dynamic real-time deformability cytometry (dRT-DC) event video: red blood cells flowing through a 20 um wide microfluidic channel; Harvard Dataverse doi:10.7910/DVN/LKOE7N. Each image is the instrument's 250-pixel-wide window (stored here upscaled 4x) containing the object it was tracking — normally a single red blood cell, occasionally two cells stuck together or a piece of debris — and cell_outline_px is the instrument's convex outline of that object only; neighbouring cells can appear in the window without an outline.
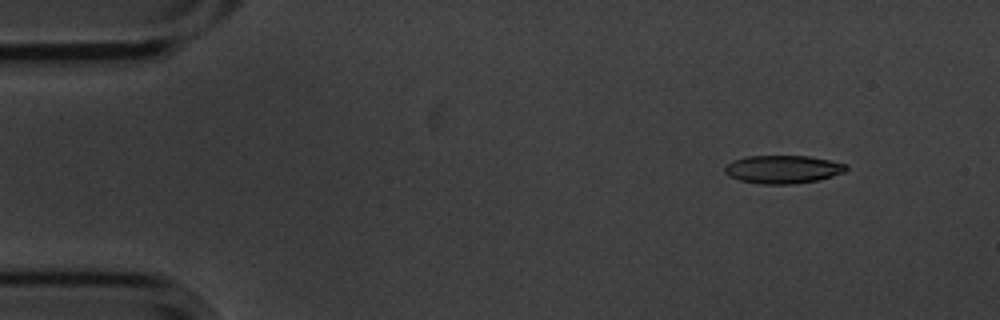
{"species": "common noctule bat (a hibernating species)", "species_latin": "Nyctalus noctula", "temperature_condition": "cold", "stored_images_in_passage": 6, "segment_of_instrument_passage": [1, 2], "camera_frame_rate_fps": 3000, "um_per_image_px": 0.085, "animal": {"sex": "male", "body_mass_g": 20.1, "forearm_length_mm": 53.5}, "frame": {"image": 1, "passage_image": 2, "time_ms": 0.333, "image_size_px": [1000, 320], "cell_outline_px": [[848, 168], [844, 172], [820, 180], [796, 184], [760, 184], [740, 180], [728, 176], [724, 172], [724, 168], [732, 160], [748, 156], [808, 156], [848, 164]], "centroid_in_image_um": [66.55, 14.4], "position_along_channel_um": 18.5, "area_um2": 20.0}}